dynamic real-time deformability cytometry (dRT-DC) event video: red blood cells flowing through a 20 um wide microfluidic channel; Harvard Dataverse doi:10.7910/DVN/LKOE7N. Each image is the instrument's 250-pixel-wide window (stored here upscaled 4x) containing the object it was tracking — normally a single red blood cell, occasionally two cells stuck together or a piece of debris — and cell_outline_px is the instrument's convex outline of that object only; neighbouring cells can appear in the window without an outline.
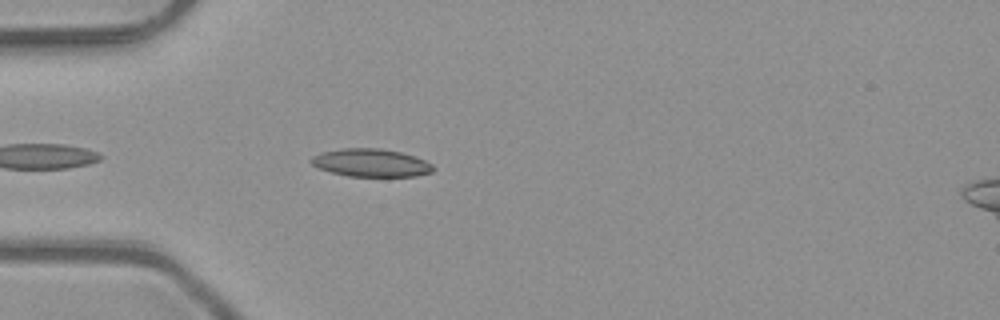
{"species": "common noctule bat (a hibernating species)", "species_latin": "Nyctalus noctula", "temperature_condition": "room temperature", "stored_images_in_passage": 31, "camera_frame_rate_fps": 3000, "um_per_image_px": 0.085, "animal": {"sex": "male", "body_mass_g": 23.1, "forearm_length_mm": 52.7}, "frame": {"image": 1, "passage_image": 3, "time_ms": 0.667, "image_size_px": [1000, 320], "cell_outline_px": [[436, 168], [432, 172], [416, 176], [348, 176], [332, 172], [320, 168], [312, 164], [308, 160], [312, 156], [324, 152], [344, 148], [380, 148], [400, 152], [416, 156], [432, 164]], "centroid_in_image_um": [31.57, 13.83], "position_along_channel_um": 53.4, "area_um2": 19.77}}
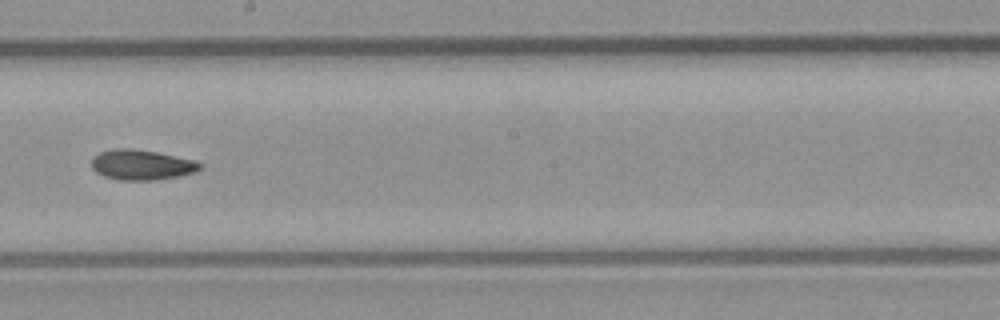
{"frame": {"image": 2, "passage_image": 17, "time_ms": 5.333, "image_size_px": [1000, 320], "cell_outline_px": [[200, 168], [196, 172], [156, 180], [120, 180], [104, 176], [96, 172], [92, 168], [92, 160], [100, 152], [116, 148], [132, 148], [156, 152], [196, 160], [200, 164]], "centroid_in_image_um": [12.03, 14.01], "position_along_channel_um": 236.2, "area_um2": 18.9}}
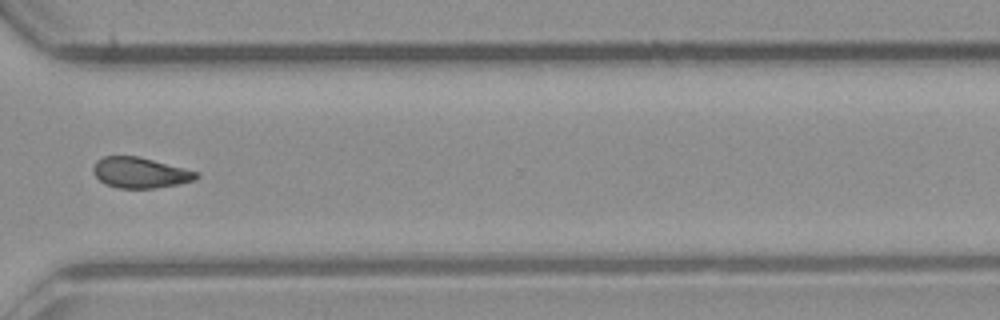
{"frame": {"image": 3, "passage_image": 26, "time_ms": 8.333, "image_size_px": [1000, 320], "cell_outline_px": [[200, 176], [196, 180], [156, 188], [116, 188], [104, 184], [92, 172], [92, 168], [96, 160], [104, 156], [136, 156], [200, 172]], "centroid_in_image_um": [11.9, 14.68], "position_along_channel_um": 358.7, "area_um2": 18.44}}